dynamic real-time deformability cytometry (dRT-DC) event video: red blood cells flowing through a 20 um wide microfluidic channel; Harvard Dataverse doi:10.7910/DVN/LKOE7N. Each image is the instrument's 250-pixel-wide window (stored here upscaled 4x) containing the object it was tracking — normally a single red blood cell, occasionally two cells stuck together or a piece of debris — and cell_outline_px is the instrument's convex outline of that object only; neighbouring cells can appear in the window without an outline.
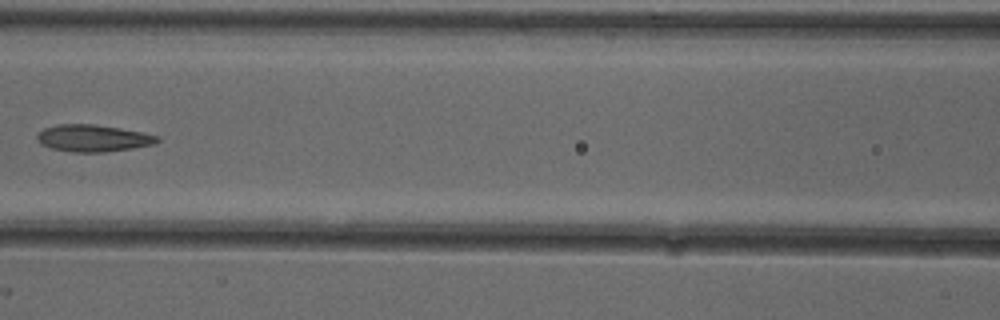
{"species": "common noctule bat (a hibernating species)", "species_latin": "Nyctalus noctula", "temperature_condition": "cold", "stored_images_in_passage": 9, "camera_frame_rate_fps": 3000, "um_per_image_px": 0.085, "animal": {"sex": "female"}, "frame": {"image": 1, "passage_image": 7, "time_ms": 2.0, "image_size_px": [1000, 320], "cell_outline_px": [[160, 140], [152, 144], [132, 148], [104, 152], [72, 152], [52, 148], [40, 144], [36, 140], [36, 136], [44, 128], [56, 124], [92, 124], [120, 128], [160, 136]], "centroid_in_image_um": [7.87, 11.74], "position_along_channel_um": 158.7, "area_um2": 18.79}}
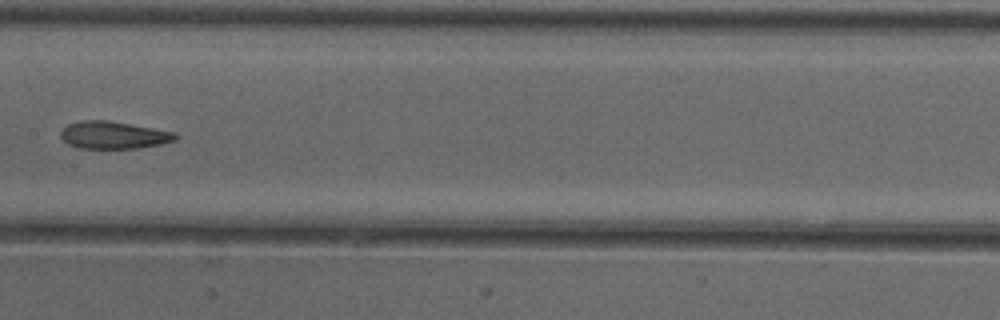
{"frame": {"image": 2, "passage_image": 8, "time_ms": 2.333, "image_size_px": [1000, 320], "cell_outline_px": [[180, 136], [176, 140], [160, 144], [140, 148], [80, 148], [68, 144], [60, 136], [60, 132], [68, 124], [80, 120], [108, 120], [176, 132]], "centroid_in_image_um": [9.68, 11.48], "position_along_channel_um": 197.7, "area_um2": 18.38}}
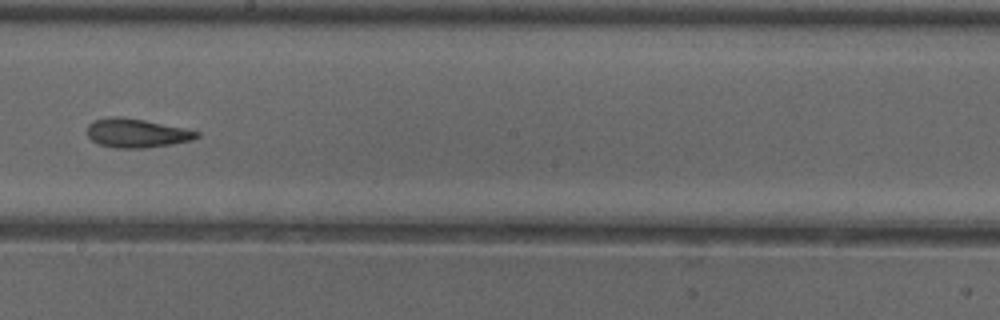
{"frame": {"image": 3, "passage_image": 9, "time_ms": 2.667, "image_size_px": [1000, 320], "cell_outline_px": [[200, 136], [192, 140], [172, 144], [148, 148], [116, 148], [100, 144], [92, 140], [88, 136], [88, 124], [92, 120], [112, 116], [116, 116], [144, 120], [184, 128], [200, 132]], "centroid_in_image_um": [11.61, 11.31], "position_along_channel_um": 236.6, "area_um2": 18.44}}